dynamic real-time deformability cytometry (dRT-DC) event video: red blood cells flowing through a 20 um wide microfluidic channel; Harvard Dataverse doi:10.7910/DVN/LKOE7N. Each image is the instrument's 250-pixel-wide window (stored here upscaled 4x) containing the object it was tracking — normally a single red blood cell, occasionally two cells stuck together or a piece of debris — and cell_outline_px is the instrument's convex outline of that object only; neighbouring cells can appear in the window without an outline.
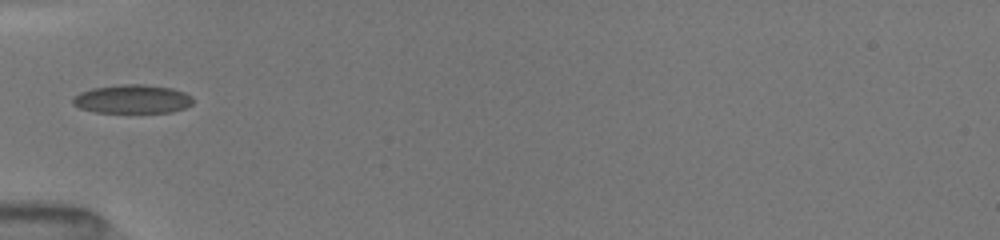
{"species": "common noctule bat (a hibernating species)", "species_latin": "Nyctalus noctula", "temperature_condition": "room temperature", "stored_images_in_passage": 30, "camera_frame_rate_fps": 3000, "um_per_image_px": 0.085, "animal": {"sex": "female", "body_mass_g": 19.5, "forearm_length_mm": 54.1}, "frame": {"image": 1, "passage_image": 1, "time_ms": 0.0, "image_size_px": [1000, 240], "cell_outline_px": [[192, 104], [184, 108], [172, 112], [96, 112], [80, 108], [72, 104], [72, 100], [80, 92], [92, 88], [120, 84], [144, 84], [172, 88], [184, 92], [192, 96]], "centroid_in_image_um": [11.26, 8.41], "position_along_channel_um": 73.7, "area_um2": 20.06}}
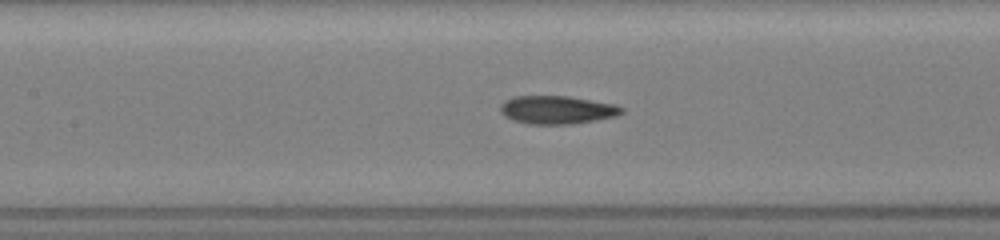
{"frame": {"image": 2, "passage_image": 7, "time_ms": 1.0, "image_size_px": [1000, 240], "cell_outline_px": [[624, 112], [616, 116], [596, 120], [572, 124], [532, 124], [516, 120], [504, 116], [500, 112], [500, 104], [504, 100], [512, 96], [568, 96], [616, 104], [624, 108]], "centroid_in_image_um": [47.36, 9.32], "position_along_channel_um": 160.0, "area_um2": 20.0}}
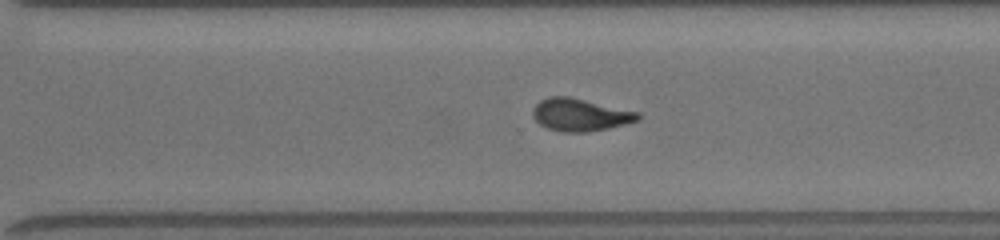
{"frame": {"image": 3, "passage_image": 20, "time_ms": 5.0, "image_size_px": [1000, 240], "cell_outline_px": [[640, 120], [608, 128], [584, 132], [560, 132], [548, 128], [540, 124], [532, 116], [532, 108], [540, 100], [548, 96], [568, 96], [640, 112]], "centroid_in_image_um": [49.29, 9.75], "position_along_channel_um": 321.3, "area_um2": 19.94}}